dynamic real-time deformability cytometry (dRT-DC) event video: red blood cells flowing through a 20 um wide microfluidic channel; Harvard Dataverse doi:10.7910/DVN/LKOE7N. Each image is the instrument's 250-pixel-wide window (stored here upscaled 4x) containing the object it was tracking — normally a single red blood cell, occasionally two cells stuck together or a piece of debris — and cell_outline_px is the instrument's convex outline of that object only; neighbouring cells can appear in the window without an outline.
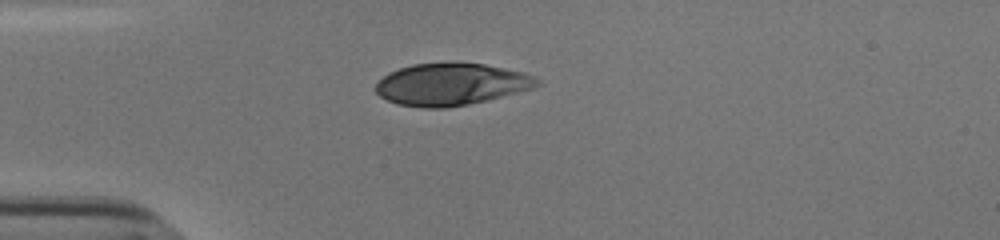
{"species": "human", "species_latin": "Homo sapiens", "temperature_condition": "cold", "stored_images_in_passage": 31, "camera_frame_rate_fps": 3000, "um_per_image_px": 0.085, "donor": {"sex": "male"}, "frame": {"image": 1, "passage_image": 1, "time_ms": 0.0, "image_size_px": [1000, 240], "cell_outline_px": [[540, 84], [536, 88], [488, 100], [468, 104], [444, 108], [424, 108], [396, 104], [380, 96], [376, 92], [376, 84], [388, 72], [412, 64], [456, 60], [484, 64], [524, 72], [536, 76], [540, 80]], "centroid_in_image_um": [38.39, 7.14], "position_along_channel_um": 46.6, "area_um2": 40.4}}
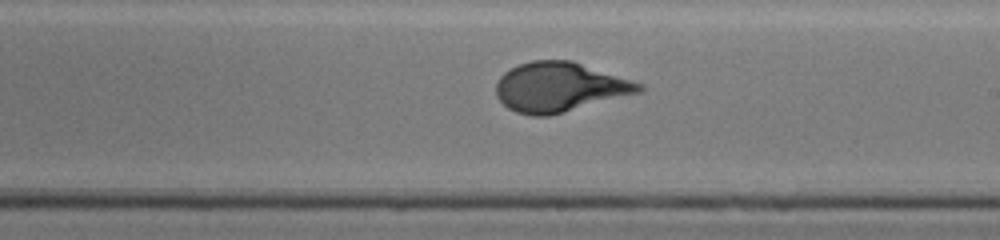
{"frame": {"image": 2, "passage_image": 18, "time_ms": 5.667, "image_size_px": [1000, 240], "cell_outline_px": [[644, 88], [640, 92], [548, 116], [532, 116], [516, 112], [508, 108], [496, 96], [496, 84], [500, 76], [504, 72], [520, 64], [532, 60], [572, 60], [644, 84]], "centroid_in_image_um": [47.55, 7.4], "position_along_channel_um": 241.4, "area_um2": 41.04}}
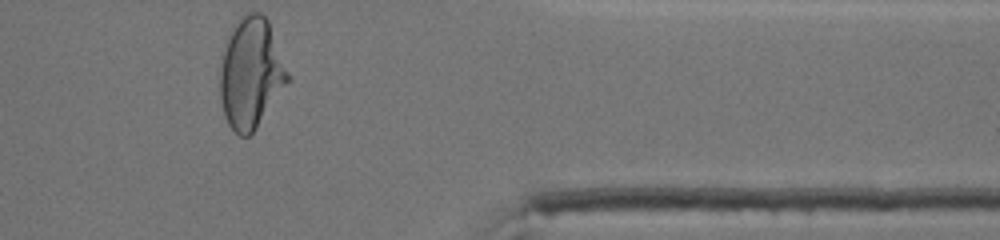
{"frame": {"image": 3, "passage_image": 31, "time_ms": 10.0, "image_size_px": [1000, 240], "cell_outline_px": [[292, 80], [256, 128], [248, 136], [240, 136], [228, 124], [224, 116], [220, 96], [220, 68], [224, 52], [232, 28], [236, 20], [244, 12], [260, 12], [268, 20], [292, 76]], "centroid_in_image_um": [21.38, 6.21], "position_along_channel_um": 390.0, "area_um2": 44.04}, "authors_computed_cell_mechanics": {"area_um2": 40.5178, "velocity_mm_per_s": 3.8122, "shape_relaxation_time_tau1_ms": 4.1998, "shape_relaxation_time_tau2_ms": null, "deformation_change_tau1": 0.2061, "deformation_change_tau2": null}}